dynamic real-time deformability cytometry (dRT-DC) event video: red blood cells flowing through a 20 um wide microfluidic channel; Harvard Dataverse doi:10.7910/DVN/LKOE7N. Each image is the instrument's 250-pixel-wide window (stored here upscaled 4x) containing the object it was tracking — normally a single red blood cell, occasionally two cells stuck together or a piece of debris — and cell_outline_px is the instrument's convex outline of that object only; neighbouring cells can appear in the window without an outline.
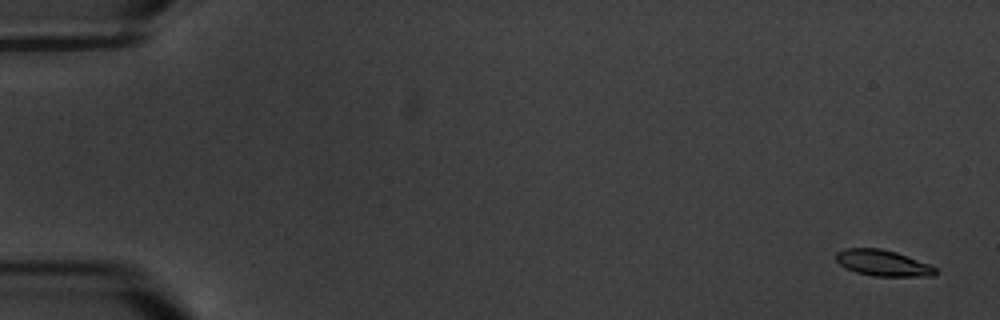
{"species": "common noctule bat (a hibernating species)", "species_latin": "Nyctalus noctula", "temperature_condition": "warm", "stored_images_in_passage": 7, "camera_frame_rate_fps": 3000, "um_per_image_px": 0.085, "animal": {"sex": "male", "body_mass_g": 20.1, "forearm_length_mm": 53.5}, "frame": {"image": 1, "passage_image": 1, "time_ms": 0.0, "image_size_px": [1000, 320], "cell_outline_px": [[936, 272], [932, 276], [872, 276], [856, 272], [840, 264], [836, 260], [836, 252], [844, 248], [880, 248], [896, 252], [928, 264], [936, 268]], "centroid_in_image_um": [75.01, 22.35], "position_along_channel_um": 10.0, "area_um2": 14.91}}
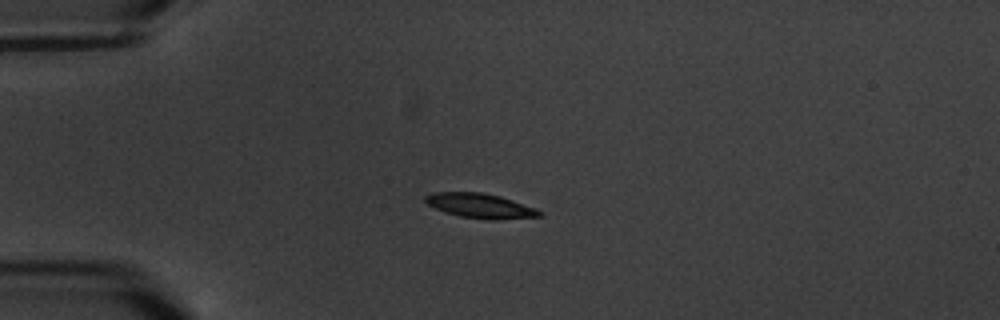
{"frame": {"image": 2, "passage_image": 5, "time_ms": 4.667, "image_size_px": [1000, 320], "cell_outline_px": [[544, 212], [540, 216], [496, 220], [492, 220], [460, 216], [444, 212], [428, 204], [424, 200], [424, 196], [432, 192], [484, 192], [500, 196], [536, 208]], "centroid_in_image_um": [40.82, 17.48], "position_along_channel_um": 44.2, "area_um2": 16.42}}